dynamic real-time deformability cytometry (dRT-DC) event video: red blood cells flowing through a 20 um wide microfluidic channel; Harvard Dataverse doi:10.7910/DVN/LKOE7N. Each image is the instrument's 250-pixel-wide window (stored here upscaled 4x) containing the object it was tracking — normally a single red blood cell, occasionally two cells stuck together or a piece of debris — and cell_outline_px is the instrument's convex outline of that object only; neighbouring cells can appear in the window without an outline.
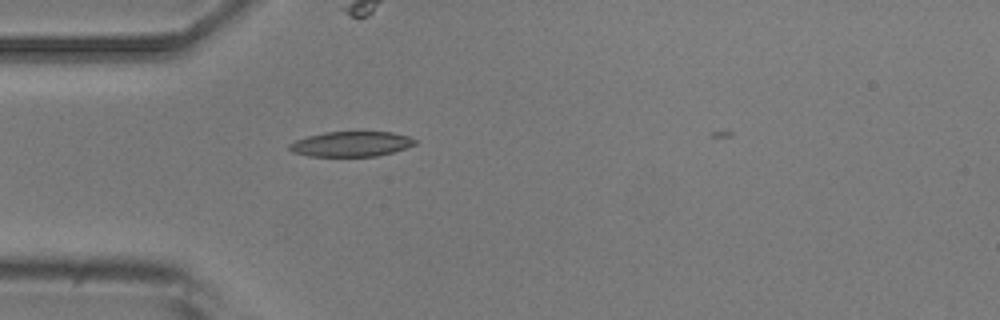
{"species": "common noctule bat (a hibernating species)", "species_latin": "Nyctalus noctula", "temperature_condition": "room temperature", "stored_images_in_passage": 3, "camera_frame_rate_fps": 3000, "um_per_image_px": 0.085, "animal": {"sex": "male", "body_mass_g": 20.5, "forearm_length_mm": 52.5}, "frame": {"image": 1, "passage_image": 2, "time_ms": 1.333, "image_size_px": [1000, 320], "cell_outline_px": [[416, 144], [392, 152], [376, 156], [308, 156], [292, 152], [288, 148], [288, 144], [296, 140], [308, 136], [324, 132], [392, 132], [408, 136], [416, 140]], "centroid_in_image_um": [29.82, 12.24], "position_along_channel_um": 55.2, "area_um2": 18.26}}